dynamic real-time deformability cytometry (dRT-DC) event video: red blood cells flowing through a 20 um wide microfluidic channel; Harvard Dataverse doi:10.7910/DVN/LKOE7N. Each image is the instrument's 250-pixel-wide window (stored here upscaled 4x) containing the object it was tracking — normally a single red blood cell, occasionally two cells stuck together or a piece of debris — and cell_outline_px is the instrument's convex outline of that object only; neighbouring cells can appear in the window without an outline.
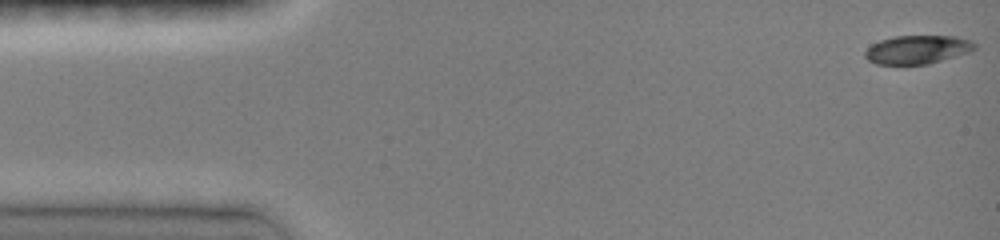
{"species": "common noctule bat (a hibernating species)", "species_latin": "Nyctalus noctula", "temperature_condition": "room temperature", "stored_images_in_passage": 47, "camera_frame_rate_fps": 3000, "um_per_image_px": 0.085, "animal": {"sex": "female", "body_mass_g": 19.0, "forearm_length_mm": 51.5}, "frame": {"image": 1, "passage_image": 1, "time_ms": 0.0, "image_size_px": [1000, 240], "cell_outline_px": [[976, 48], [968, 52], [928, 64], [876, 64], [868, 60], [864, 56], [864, 52], [872, 44], [880, 40], [896, 36], [956, 36], [968, 40], [976, 44]], "centroid_in_image_um": [77.95, 4.21], "position_along_channel_um": 7.1, "area_um2": 18.03}}
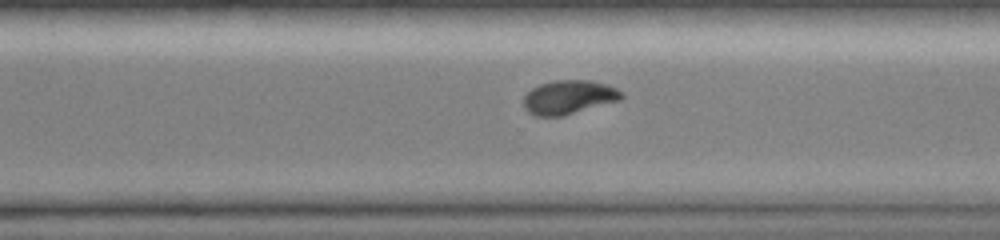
{"frame": {"image": 2, "passage_image": 33, "time_ms": 10.667, "image_size_px": [1000, 240], "cell_outline_px": [[624, 96], [620, 100], [564, 116], [536, 116], [528, 112], [524, 108], [524, 96], [532, 88], [540, 84], [556, 80], [592, 80], [608, 84], [624, 92]], "centroid_in_image_um": [48.38, 8.26], "position_along_channel_um": 322.2, "area_um2": 19.54}}
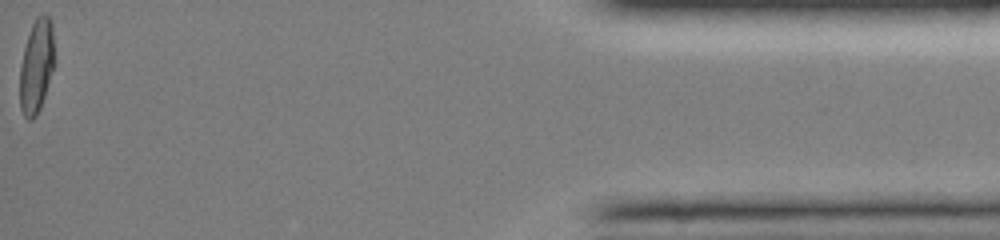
{"frame": {"image": 3, "passage_image": 47, "time_ms": 15.333, "image_size_px": [1000, 240], "cell_outline_px": [[56, 64], [40, 108], [36, 116], [32, 120], [28, 120], [24, 116], [20, 108], [20, 64], [24, 48], [32, 24], [36, 16], [40, 12], [44, 12], [52, 20], [56, 60]], "centroid_in_image_um": [3.14, 5.56], "position_along_channel_um": 432.1, "area_um2": 19.59}, "authors_computed_cell_mechanics": {"area_um2": 19.5942, "velocity_mm_per_s": 4.1052, "shape_relaxation_time_tau1_ms": 3.5258, "shape_relaxation_time_tau2_ms": 3.3366, "deformation_change_tau1": 0.1656, "deformation_change_tau2": 0.0476}}